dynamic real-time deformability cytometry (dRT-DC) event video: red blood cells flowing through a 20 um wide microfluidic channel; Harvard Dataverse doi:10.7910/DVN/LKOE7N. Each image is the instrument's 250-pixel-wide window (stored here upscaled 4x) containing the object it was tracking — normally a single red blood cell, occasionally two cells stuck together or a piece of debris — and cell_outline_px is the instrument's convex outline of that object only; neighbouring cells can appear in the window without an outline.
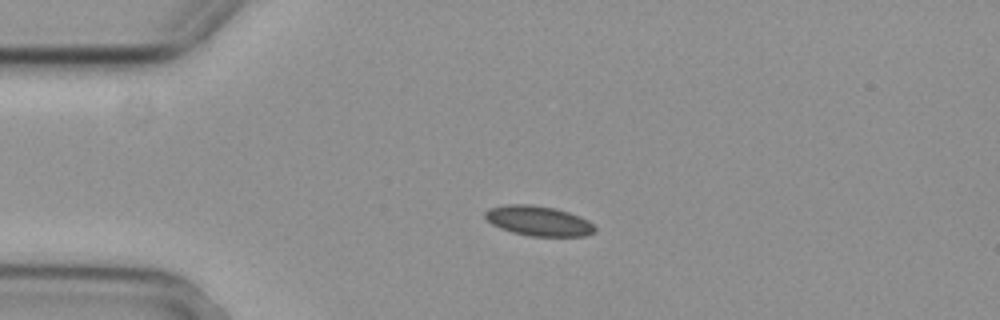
{"species": "common noctule bat (a hibernating species)", "species_latin": "Nyctalus noctula", "temperature_condition": "cold", "stored_images_in_passage": 4, "camera_frame_rate_fps": 3000, "um_per_image_px": 0.085, "animal": {"sex": "female", "body_mass_g": 29.2, "forearm_length_mm": 56.3}, "frame": {"image": 1, "passage_image": 3, "time_ms": 0.667, "image_size_px": [1000, 320], "cell_outline_px": [[596, 232], [584, 236], [532, 236], [512, 232], [500, 228], [492, 224], [484, 216], [484, 212], [488, 208], [504, 204], [532, 204], [556, 208], [580, 216], [588, 220], [596, 228]], "centroid_in_image_um": [45.76, 18.76], "position_along_channel_um": 39.2, "area_um2": 19.31}}